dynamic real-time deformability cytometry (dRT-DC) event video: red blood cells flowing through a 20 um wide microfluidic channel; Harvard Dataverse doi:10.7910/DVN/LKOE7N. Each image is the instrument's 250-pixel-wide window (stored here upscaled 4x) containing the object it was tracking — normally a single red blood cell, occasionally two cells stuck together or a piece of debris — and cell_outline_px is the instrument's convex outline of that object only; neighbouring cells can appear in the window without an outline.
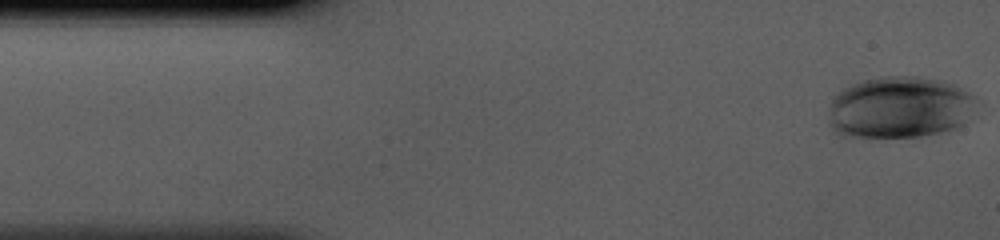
{"species": "human", "species_latin": "Homo sapiens", "temperature_condition": "cold", "stored_images_in_passage": 42, "camera_frame_rate_fps": 3000, "um_per_image_px": 0.085, "donor": {"sex": "male"}, "frame": {"image": 1, "passage_image": 1, "time_ms": 0.0, "image_size_px": [1000, 240], "cell_outline_px": [[972, 96], [964, 120], [956, 128], [940, 132], [920, 136], [840, 136], [828, 124], [828, 108], [832, 100], [840, 88], [860, 80], [880, 76], [916, 76], [940, 80], [952, 84], [968, 92]], "centroid_in_image_um": [76.3, 9.1], "position_along_channel_um": 8.7, "area_um2": 52.54}}
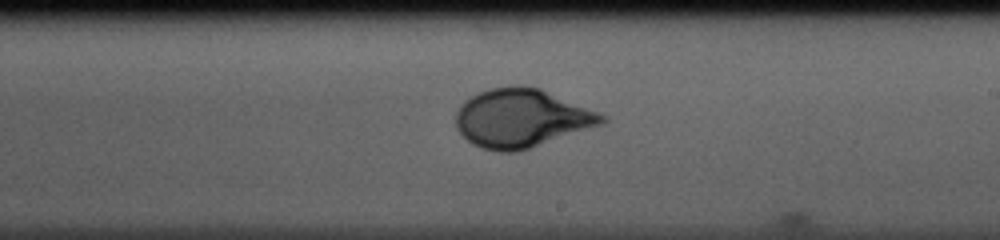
{"frame": {"image": 2, "passage_image": 24, "time_ms": 7.667, "image_size_px": [1000, 240], "cell_outline_px": [[608, 120], [604, 124], [516, 152], [500, 152], [484, 148], [472, 144], [456, 128], [456, 112], [472, 96], [488, 88], [516, 84], [520, 84], [540, 88], [608, 116]], "centroid_in_image_um": [44.35, 10.03], "position_along_channel_um": 244.6, "area_um2": 49.53}}
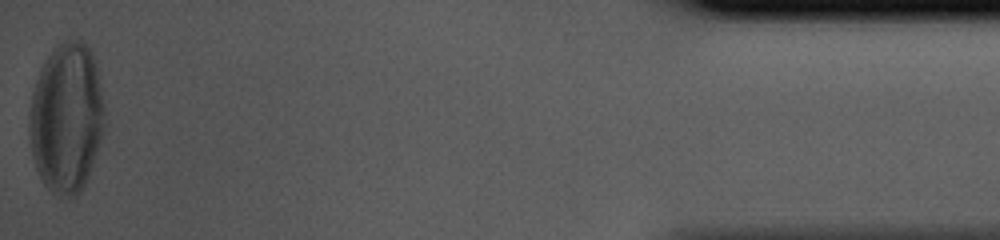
{"frame": {"image": 3, "passage_image": 42, "time_ms": 13.667, "image_size_px": [1000, 240], "cell_outline_px": [[104, 128], [88, 176], [80, 192], [76, 196], [68, 196], [52, 192], [44, 184], [36, 168], [32, 152], [32, 92], [36, 80], [48, 56], [60, 40], [80, 40], [88, 44], [92, 52], [96, 64], [104, 104]], "centroid_in_image_um": [5.7, 9.97], "position_along_channel_um": 429.5, "area_um2": 64.56}}